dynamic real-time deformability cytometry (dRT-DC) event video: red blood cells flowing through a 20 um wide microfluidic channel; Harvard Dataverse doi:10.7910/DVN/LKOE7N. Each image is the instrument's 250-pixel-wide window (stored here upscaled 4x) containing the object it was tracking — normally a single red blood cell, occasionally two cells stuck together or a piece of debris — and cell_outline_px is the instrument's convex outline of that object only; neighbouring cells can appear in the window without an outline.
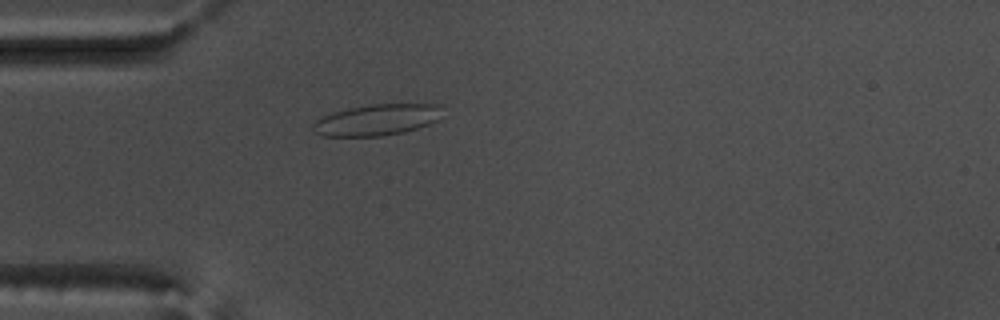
{"species": "common noctule bat (a hibernating species)", "species_latin": "Nyctalus noctula", "temperature_condition": "warm", "stored_images_in_passage": 55, "camera_frame_rate_fps": 3000, "um_per_image_px": 0.085, "animal": {"sex": "male", "body_mass_g": 17.5, "forearm_length_mm": 52.3}, "frame": {"image": 1, "passage_image": 16, "time_ms": 5.0, "image_size_px": [1000, 320], "cell_outline_px": [[444, 104], [436, 120], [428, 124], [404, 132], [380, 136], [324, 136], [312, 132], [312, 124], [320, 116], [332, 112], [348, 108], [372, 104]], "centroid_in_image_um": [31.97, 10.18], "position_along_channel_um": 53.0, "area_um2": 23.58}}
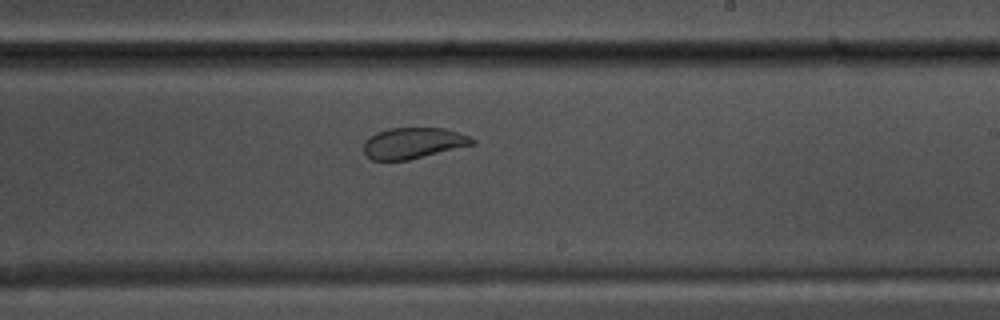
{"frame": {"image": 2, "passage_image": 33, "time_ms": 10.667, "image_size_px": [1000, 320], "cell_outline_px": [[476, 144], [408, 160], [372, 160], [364, 152], [364, 140], [368, 136], [376, 132], [388, 128], [444, 128], [468, 136], [476, 140]], "centroid_in_image_um": [35.11, 12.16], "position_along_channel_um": 253.9, "area_um2": 19.65}}
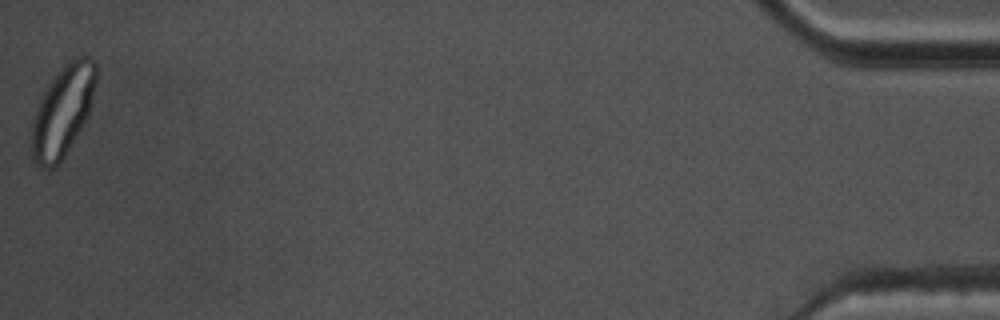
{"frame": {"image": 3, "passage_image": 55, "time_ms": 18.0, "image_size_px": [1000, 320], "cell_outline_px": [[96, 80], [88, 116], [64, 156], [48, 172], [40, 168], [32, 160], [28, 144], [32, 120], [36, 108], [48, 84], [56, 72], [72, 56], [88, 56], [96, 64]], "centroid_in_image_um": [5.27, 9.47], "position_along_channel_um": 429.9, "area_um2": 34.62}}